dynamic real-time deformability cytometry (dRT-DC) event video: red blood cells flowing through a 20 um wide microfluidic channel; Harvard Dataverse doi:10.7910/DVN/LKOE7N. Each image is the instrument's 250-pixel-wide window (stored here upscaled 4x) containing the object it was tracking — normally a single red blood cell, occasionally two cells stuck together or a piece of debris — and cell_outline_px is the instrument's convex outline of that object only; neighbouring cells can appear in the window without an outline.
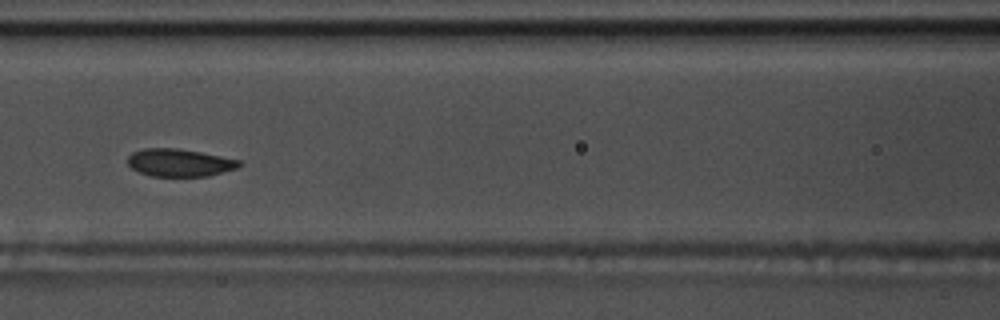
{"species": "common noctule bat (a hibernating species)", "species_latin": "Nyctalus noctula", "temperature_condition": "warm", "stored_images_in_passage": 39, "camera_frame_rate_fps": 3000, "um_per_image_px": 0.085, "animal": {"sex": "male", "body_mass_g": 17.5, "forearm_length_mm": 52.3}, "frame": {"image": 1, "passage_image": 12, "time_ms": 3.667, "image_size_px": [1000, 320], "cell_outline_px": [[244, 164], [236, 168], [208, 176], [152, 176], [140, 172], [132, 168], [128, 164], [128, 156], [132, 152], [144, 148], [176, 148], [200, 152], [240, 160]], "centroid_in_image_um": [15.26, 13.82], "position_along_channel_um": 151.3, "area_um2": 17.86}, "authors_computed_cell_mechanics": {"area_um2": 18.3226, "velocity_mm_per_s": 3.635, "shape_relaxation_time_tau1_ms": null, "shape_relaxation_time_tau2_ms": 5.2972, "deformation_change_tau1": null, "deformation_change_tau2": 0.0837}}